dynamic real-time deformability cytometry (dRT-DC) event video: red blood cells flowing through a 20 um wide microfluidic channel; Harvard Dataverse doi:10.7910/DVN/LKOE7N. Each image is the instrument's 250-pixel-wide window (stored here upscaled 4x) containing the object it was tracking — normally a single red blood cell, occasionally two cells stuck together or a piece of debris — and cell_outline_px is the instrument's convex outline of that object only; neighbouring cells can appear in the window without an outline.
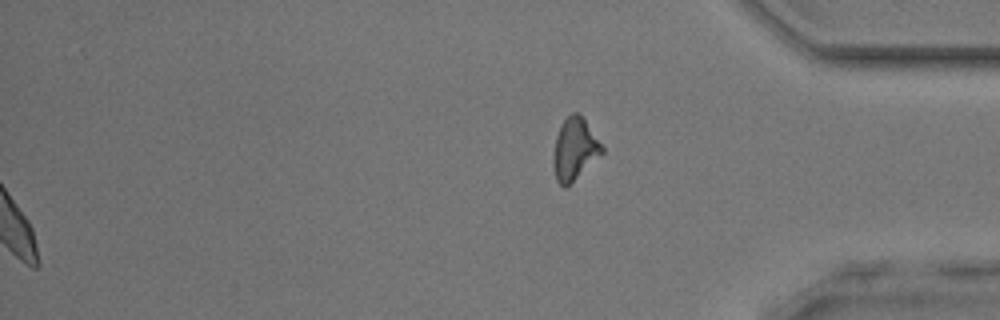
{"species": "common noctule bat (a hibernating species)", "species_latin": "Nyctalus noctula", "temperature_condition": "room temperature", "stored_images_in_passage": 42, "segment_of_instrument_passage": [2, 2], "camera_frame_rate_fps": 3000, "um_per_image_px": 0.085, "animal": {"sex": "male", "body_mass_g": 17.9, "forearm_length_mm": 54.2}, "frame": {"image": 1, "passage_image": 42, "time_ms": 13.667, "image_size_px": [1000, 320], "cell_outline_px": [[604, 152], [564, 188], [556, 180], [552, 164], [552, 160], [556, 136], [564, 120], [572, 112], [576, 112], [584, 120], [604, 148]], "centroid_in_image_um": [48.81, 12.69], "position_along_channel_um": 386.4, "area_um2": 17.05}}